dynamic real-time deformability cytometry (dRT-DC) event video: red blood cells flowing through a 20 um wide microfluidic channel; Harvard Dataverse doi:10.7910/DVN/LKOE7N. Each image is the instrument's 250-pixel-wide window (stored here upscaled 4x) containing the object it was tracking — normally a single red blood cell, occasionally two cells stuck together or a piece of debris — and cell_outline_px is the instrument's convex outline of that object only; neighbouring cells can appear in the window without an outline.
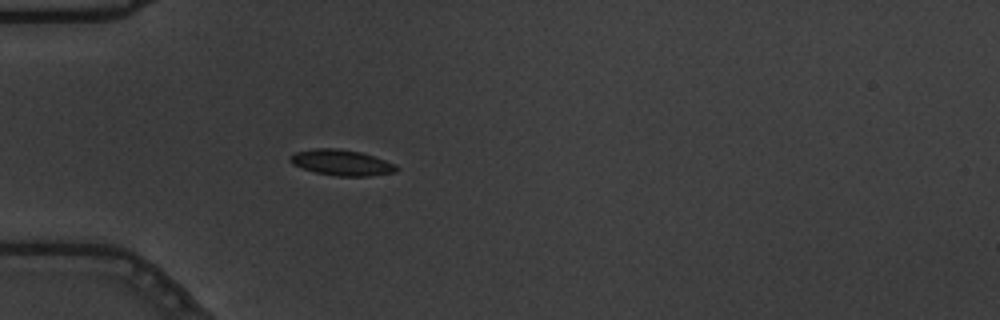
{"species": "common noctule bat (a hibernating species)", "species_latin": "Nyctalus noctula", "temperature_condition": "warm", "stored_images_in_passage": 55, "camera_frame_rate_fps": 3000, "um_per_image_px": 0.085, "animal": {"sex": "male", "body_mass_g": 19.5, "forearm_length_mm": 54.6}, "frame": {"image": 1, "passage_image": 16, "time_ms": 5.0, "image_size_px": [1000, 320], "cell_outline_px": [[400, 168], [396, 172], [368, 176], [336, 176], [316, 172], [292, 164], [288, 160], [288, 156], [296, 152], [316, 148], [336, 148], [360, 152], [396, 164]], "centroid_in_image_um": [29.03, 13.82], "position_along_channel_um": 56.0, "area_um2": 15.9}}
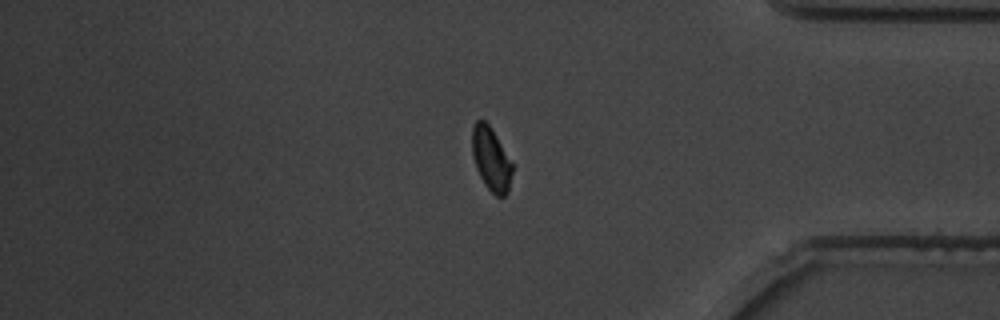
{"frame": {"image": 2, "passage_image": 46, "time_ms": 15.0, "image_size_px": [1000, 320], "cell_outline_px": [[512, 172], [508, 192], [504, 196], [496, 196], [484, 184], [476, 168], [472, 156], [472, 128], [476, 120], [484, 120], [492, 128], [512, 164]], "centroid_in_image_um": [41.72, 13.51], "position_along_channel_um": 393.5, "area_um2": 14.74}}
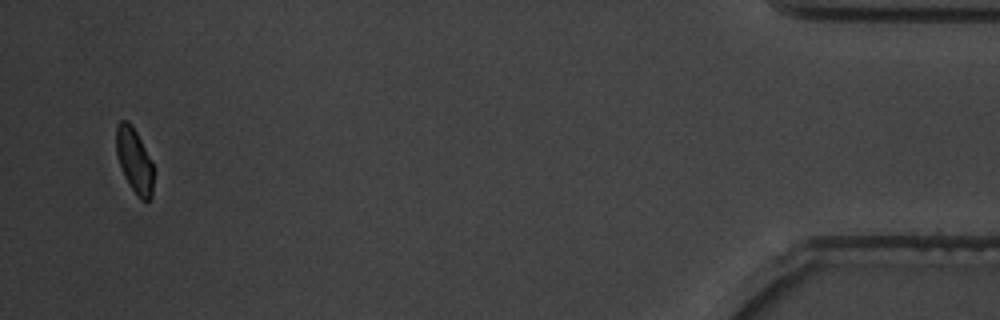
{"frame": {"image": 3, "passage_image": 53, "time_ms": 17.333, "image_size_px": [1000, 320], "cell_outline_px": [[152, 196], [148, 200], [140, 200], [128, 184], [124, 176], [116, 152], [116, 124], [120, 120], [128, 120], [132, 124], [152, 164]], "centroid_in_image_um": [11.38, 13.62], "position_along_channel_um": 423.8, "area_um2": 13.81}, "authors_computed_cell_mechanics": {"area_um2": 15.2592, "velocity_mm_per_s": 3.6613, "shape_relaxation_time_tau1_ms": 3.2305, "shape_relaxation_time_tau2_ms": 1.1229, "deformation_change_tau1": 0.1183, "deformation_change_tau2": 0.0462}}